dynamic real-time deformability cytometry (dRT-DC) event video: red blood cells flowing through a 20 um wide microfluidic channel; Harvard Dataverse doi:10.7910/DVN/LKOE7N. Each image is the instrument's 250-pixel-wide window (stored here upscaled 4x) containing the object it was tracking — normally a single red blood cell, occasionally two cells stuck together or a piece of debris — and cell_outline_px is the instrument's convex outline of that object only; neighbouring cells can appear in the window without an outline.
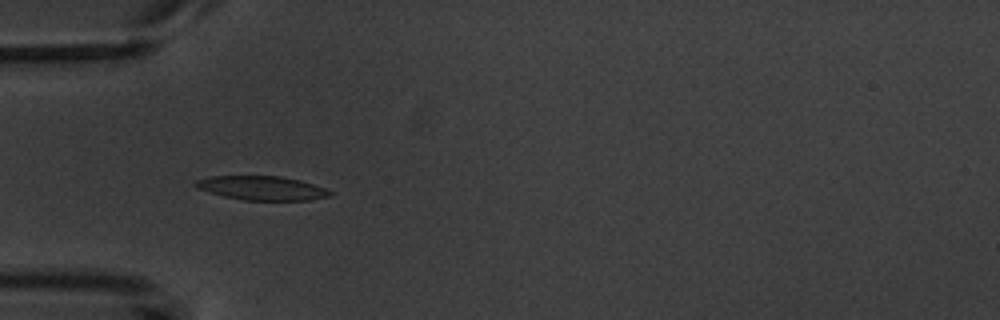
{"species": "common noctule bat (a hibernating species)", "species_latin": "Nyctalus noctula", "temperature_condition": "warm", "stored_images_in_passage": 10, "camera_frame_rate_fps": 3000, "um_per_image_px": 0.085, "animal": {"sex": "male", "body_mass_g": 20.1, "forearm_length_mm": 53.5}, "frame": {"image": 1, "passage_image": 4, "time_ms": 4.333, "image_size_px": [1000, 320], "cell_outline_px": [[332, 196], [308, 200], [244, 200], [224, 196], [196, 188], [192, 184], [196, 180], [208, 176], [280, 176], [300, 180], [324, 188], [332, 192]], "centroid_in_image_um": [22.23, 15.98], "position_along_channel_um": 62.8, "area_um2": 18.79}}
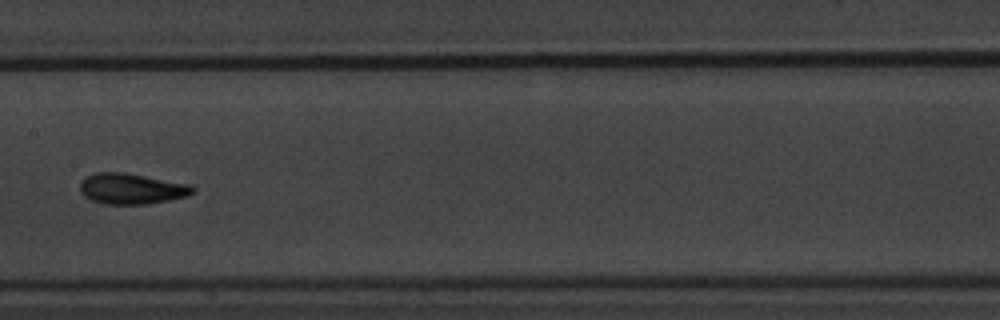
{"frame": {"image": 2, "passage_image": 7, "time_ms": 8.0, "image_size_px": [1000, 320], "cell_outline_px": [[196, 192], [188, 196], [148, 204], [100, 204], [84, 196], [80, 192], [80, 180], [96, 172], [124, 172], [188, 184], [196, 188]], "centroid_in_image_um": [11.17, 16.05], "position_along_channel_um": 196.2, "area_um2": 20.29}}
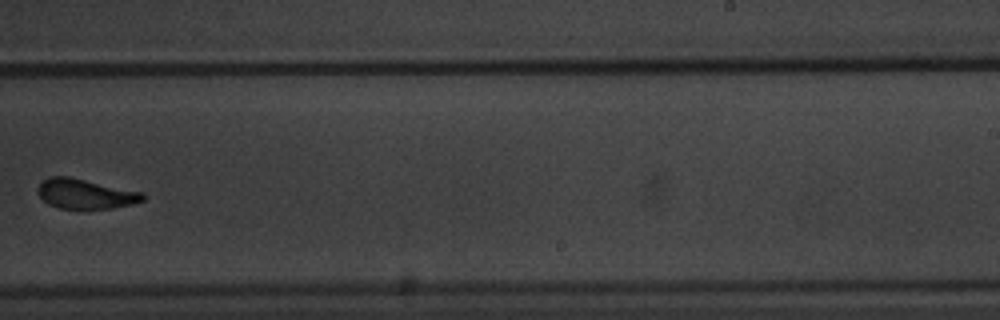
{"frame": {"image": 3, "passage_image": 9, "time_ms": 10.333, "image_size_px": [1000, 320], "cell_outline_px": [[144, 200], [132, 204], [112, 208], [84, 212], [60, 208], [48, 204], [36, 192], [36, 188], [48, 176], [68, 176], [144, 192]], "centroid_in_image_um": [7.25, 16.52], "position_along_channel_um": 281.8, "area_um2": 18.96}}